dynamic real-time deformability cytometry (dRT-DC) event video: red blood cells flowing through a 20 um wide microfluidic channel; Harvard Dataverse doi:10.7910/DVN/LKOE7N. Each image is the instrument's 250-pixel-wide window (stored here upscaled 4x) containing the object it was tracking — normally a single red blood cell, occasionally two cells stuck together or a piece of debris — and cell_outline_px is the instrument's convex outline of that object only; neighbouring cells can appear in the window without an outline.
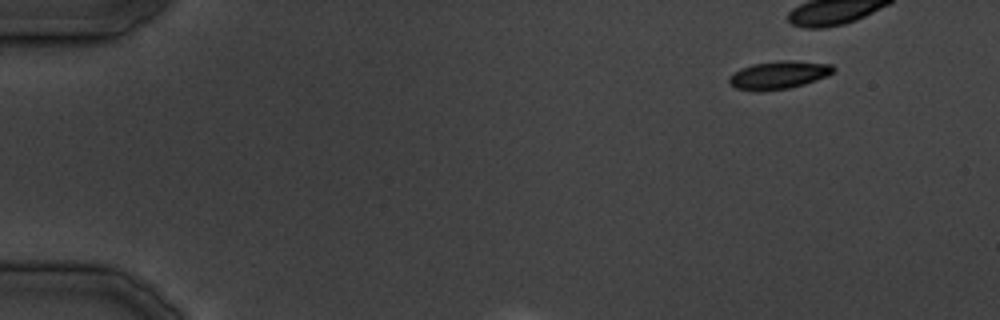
{"species": "common noctule bat (a hibernating species)", "species_latin": "Nyctalus noctula", "temperature_condition": "cold", "stored_images_in_passage": 27, "camera_frame_rate_fps": 3000, "um_per_image_px": 0.085, "animal": {"sex": "male", "body_mass_g": 19.5, "forearm_length_mm": 54.6}, "frame": {"image": 1, "passage_image": 1, "time_ms": 0.0, "image_size_px": [1000, 320], "cell_outline_px": [[836, 68], [828, 76], [804, 84], [788, 88], [756, 92], [736, 88], [728, 80], [728, 76], [740, 68], [752, 64], [780, 60], [792, 60], [832, 64]], "centroid_in_image_um": [66.19, 6.37], "position_along_channel_um": 18.8, "area_um2": 17.11}}